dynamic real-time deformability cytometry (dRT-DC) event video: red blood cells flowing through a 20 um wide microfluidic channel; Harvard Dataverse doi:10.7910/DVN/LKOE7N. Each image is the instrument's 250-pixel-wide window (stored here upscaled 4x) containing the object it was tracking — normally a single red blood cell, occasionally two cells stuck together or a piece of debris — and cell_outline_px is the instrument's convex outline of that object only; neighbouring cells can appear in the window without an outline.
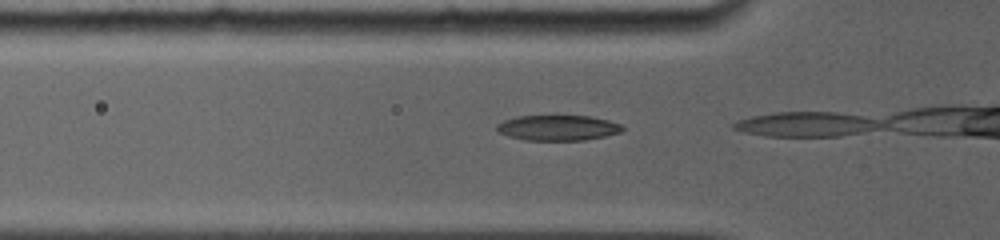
{"species": "common noctule bat (a hibernating species)", "species_latin": "Nyctalus noctula", "temperature_condition": "room temperature", "stored_images_in_passage": 4, "camera_frame_rate_fps": 5000, "um_per_image_px": 0.085, "animal": {"sex": "female", "body_mass_g": 19.0, "forearm_length_mm": 56.7}, "frame": {"image": 1, "passage_image": 2, "time_ms": 0.4, "image_size_px": [1000, 240], "cell_outline_px": [[624, 128], [620, 132], [604, 136], [584, 140], [524, 140], [508, 136], [500, 132], [496, 128], [496, 124], [504, 120], [516, 116], [556, 112], [592, 116], [608, 120], [620, 124]], "centroid_in_image_um": [47.39, 10.8], "position_along_channel_um": 78.4, "area_um2": 19.59}}